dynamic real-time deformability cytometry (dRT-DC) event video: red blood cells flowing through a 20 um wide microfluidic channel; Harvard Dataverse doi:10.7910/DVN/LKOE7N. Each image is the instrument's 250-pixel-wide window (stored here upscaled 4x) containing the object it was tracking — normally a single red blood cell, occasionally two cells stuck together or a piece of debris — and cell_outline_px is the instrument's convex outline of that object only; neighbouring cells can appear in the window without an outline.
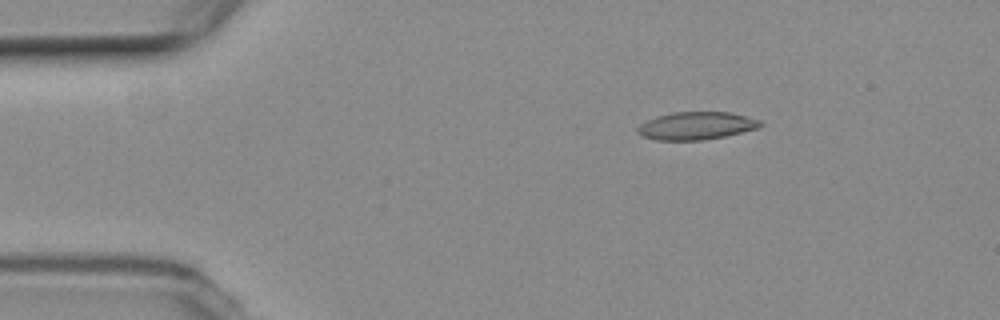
{"species": "common noctule bat (a hibernating species)", "species_latin": "Nyctalus noctula", "temperature_condition": "room temperature", "stored_images_in_passage": 4, "camera_frame_rate_fps": 3000, "um_per_image_px": 0.085, "animal": {"sex": "female", "body_mass_g": 19.3, "forearm_length_mm": 54.1}, "frame": {"image": 1, "passage_image": 2, "time_ms": 1.333, "image_size_px": [1000, 320], "cell_outline_px": [[764, 124], [760, 128], [724, 136], [700, 140], [656, 140], [644, 136], [636, 132], [636, 128], [640, 124], [656, 116], [672, 112], [728, 112], [760, 120]], "centroid_in_image_um": [59.18, 10.69], "position_along_channel_um": 25.8, "area_um2": 19.77}}